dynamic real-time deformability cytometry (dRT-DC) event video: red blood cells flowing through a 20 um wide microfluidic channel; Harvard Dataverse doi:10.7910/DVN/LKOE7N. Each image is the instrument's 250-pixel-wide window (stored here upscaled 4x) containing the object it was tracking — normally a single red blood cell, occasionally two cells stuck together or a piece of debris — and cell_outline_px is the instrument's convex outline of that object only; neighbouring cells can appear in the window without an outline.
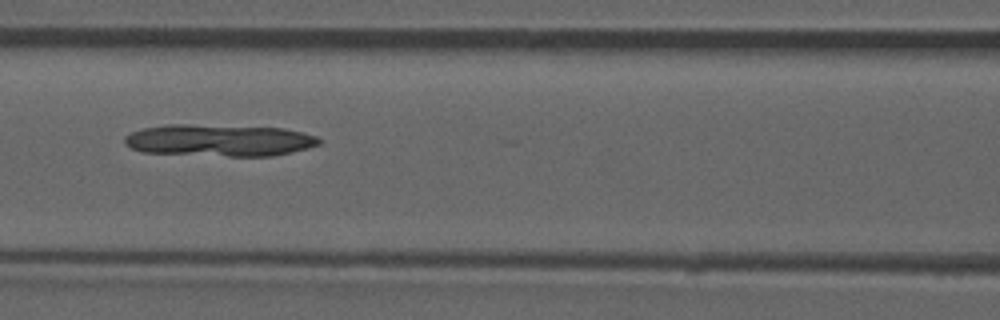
{"species": "common noctule bat (a hibernating species)", "species_latin": "Nyctalus noctula", "temperature_condition": "room temperature", "stored_images_in_passage": 28, "camera_frame_rate_fps": 3000, "um_per_image_px": 0.085, "animal": {"sex": "male", "forearm_length_mm": 52.5}, "frame": {"image": 1, "passage_image": 23, "time_ms": 7.333, "image_size_px": [1000, 320], "cell_outline_px": [[320, 144], [308, 148], [272, 156], [228, 156], [144, 152], [132, 148], [124, 144], [124, 136], [140, 128], [168, 124], [188, 124], [284, 128], [304, 132], [316, 136], [320, 140]], "centroid_in_image_um": [18.62, 11.92], "position_along_channel_um": 148.0, "area_um2": 36.24}}